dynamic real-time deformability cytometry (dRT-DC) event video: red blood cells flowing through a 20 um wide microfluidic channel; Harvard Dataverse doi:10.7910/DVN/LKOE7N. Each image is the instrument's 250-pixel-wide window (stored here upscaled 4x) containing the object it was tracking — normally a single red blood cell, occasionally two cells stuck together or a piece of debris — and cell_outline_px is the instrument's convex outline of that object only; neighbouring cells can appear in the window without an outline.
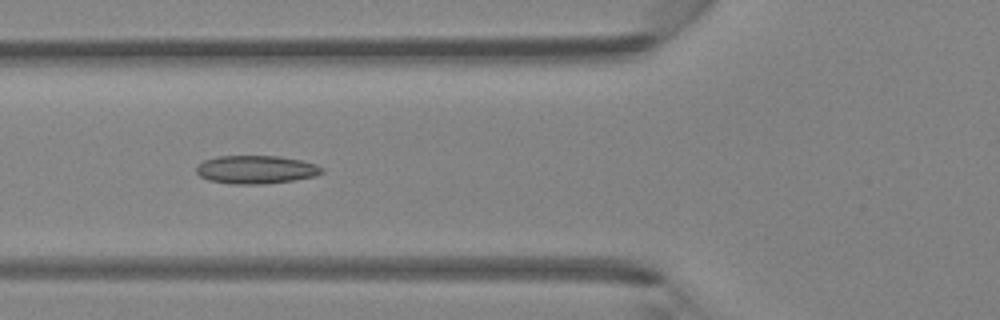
{"species": "Egyptian fruit bat (a non-hibernating species)", "species_latin": "Rousettus aegyptiacus", "temperature_condition": "room temperature", "stored_images_in_passage": 38, "camera_frame_rate_fps": 3000, "um_per_image_px": 0.085, "animal": {"sex": "female"}, "frame": {"image": 1, "passage_image": 9, "time_ms": 2.667, "image_size_px": [1000, 320], "cell_outline_px": [[324, 172], [316, 176], [292, 180], [264, 184], [232, 184], [208, 180], [200, 176], [196, 172], [196, 164], [204, 160], [216, 156], [280, 156], [300, 160], [316, 164], [324, 168]], "centroid_in_image_um": [21.75, 14.41], "position_along_channel_um": 104.1, "area_um2": 20.81}}
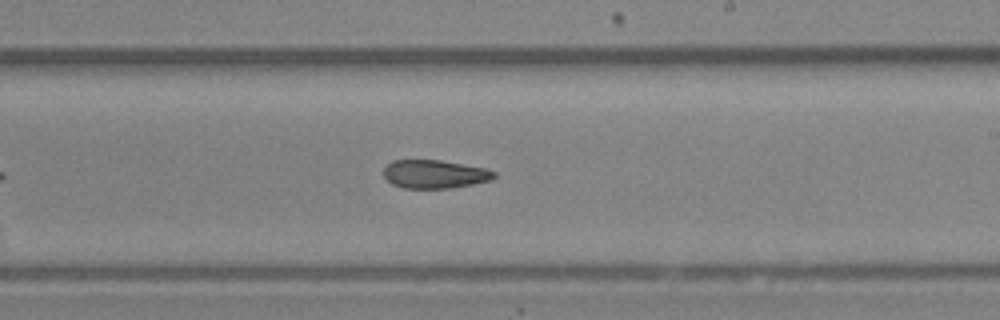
{"frame": {"image": 2, "passage_image": 19, "time_ms": 6.0, "image_size_px": [1000, 320], "cell_outline_px": [[496, 176], [492, 180], [472, 184], [448, 188], [404, 188], [392, 184], [384, 176], [384, 168], [392, 160], [440, 160], [484, 168], [496, 172]], "centroid_in_image_um": [36.94, 14.8], "position_along_channel_um": 252.1, "area_um2": 18.15}}
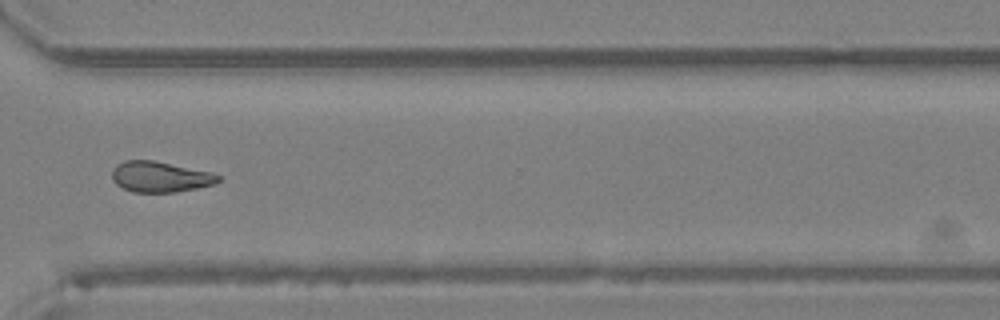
{"frame": {"image": 3, "passage_image": 26, "time_ms": 8.333, "image_size_px": [1000, 320], "cell_outline_px": [[220, 180], [216, 184], [176, 192], [132, 192], [116, 184], [112, 180], [112, 172], [116, 164], [124, 160], [152, 160], [212, 172], [220, 176]], "centroid_in_image_um": [13.61, 15.03], "position_along_channel_um": 357.0, "area_um2": 19.02}}